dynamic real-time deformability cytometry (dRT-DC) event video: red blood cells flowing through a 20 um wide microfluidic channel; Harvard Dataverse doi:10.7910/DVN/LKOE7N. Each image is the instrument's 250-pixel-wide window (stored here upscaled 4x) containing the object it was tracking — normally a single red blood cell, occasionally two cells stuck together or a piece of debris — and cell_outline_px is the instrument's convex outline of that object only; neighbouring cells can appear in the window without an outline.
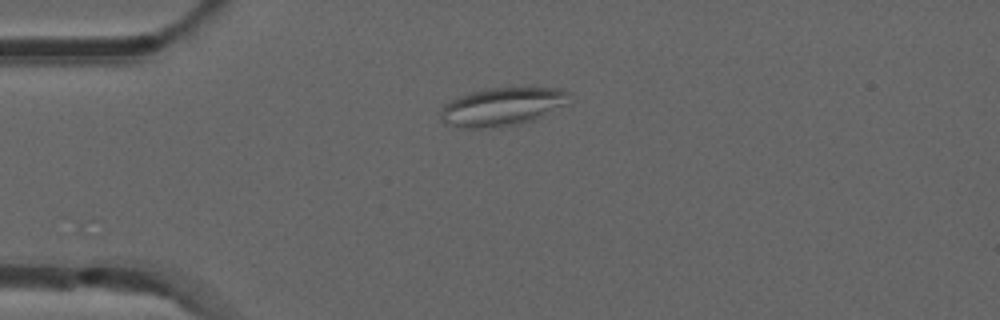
{"species": "common noctule bat (a hibernating species)", "species_latin": "Nyctalus noctula", "temperature_condition": "room temperature", "stored_images_in_passage": 41, "camera_frame_rate_fps": 3000, "um_per_image_px": 0.085, "animal": {"sex": "male", "forearm_length_mm": 52.5}, "frame": {"image": 1, "passage_image": 1, "time_ms": 0.0, "image_size_px": [1000, 320], "cell_outline_px": [[568, 92], [564, 104], [532, 120], [520, 124], [496, 128], [460, 128], [444, 124], [440, 116], [440, 112], [444, 104], [460, 96], [472, 92], [492, 88], [564, 88]], "centroid_in_image_um": [42.6, 9.09], "position_along_channel_um": 42.4, "area_um2": 28.26}}
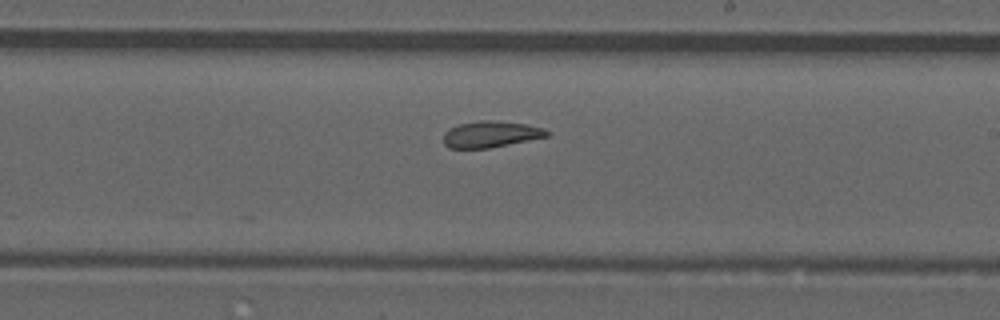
{"frame": {"image": 2, "passage_image": 19, "time_ms": 6.0, "image_size_px": [1000, 320], "cell_outline_px": [[548, 136], [488, 148], [448, 148], [444, 144], [444, 132], [448, 128], [460, 124], [480, 120], [488, 120], [528, 124], [544, 128], [548, 132]], "centroid_in_image_um": [41.68, 11.4], "position_along_channel_um": 247.3, "area_um2": 15.72}}
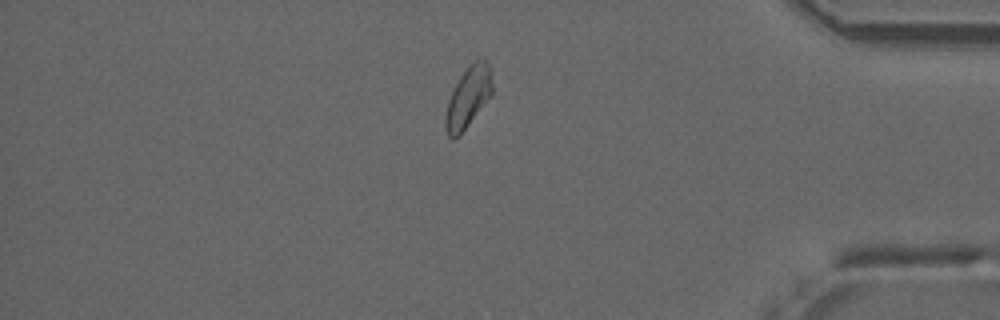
{"frame": {"image": 3, "passage_image": 33, "time_ms": 10.667, "image_size_px": [1000, 320], "cell_outline_px": [[492, 92], [460, 136], [452, 140], [448, 136], [444, 128], [444, 120], [448, 100], [460, 76], [468, 64], [480, 56], [484, 56], [488, 60], [492, 68]], "centroid_in_image_um": [39.8, 8.2], "position_along_channel_um": 395.4, "area_um2": 16.94}, "authors_computed_cell_mechanics": {"area_um2": 16.762, "velocity_mm_per_s": 3.8336, "shape_relaxation_time_tau1_ms": null, "shape_relaxation_time_tau2_ms": 2.6612, "deformation_change_tau1": null, "deformation_change_tau2": 0.0922}}